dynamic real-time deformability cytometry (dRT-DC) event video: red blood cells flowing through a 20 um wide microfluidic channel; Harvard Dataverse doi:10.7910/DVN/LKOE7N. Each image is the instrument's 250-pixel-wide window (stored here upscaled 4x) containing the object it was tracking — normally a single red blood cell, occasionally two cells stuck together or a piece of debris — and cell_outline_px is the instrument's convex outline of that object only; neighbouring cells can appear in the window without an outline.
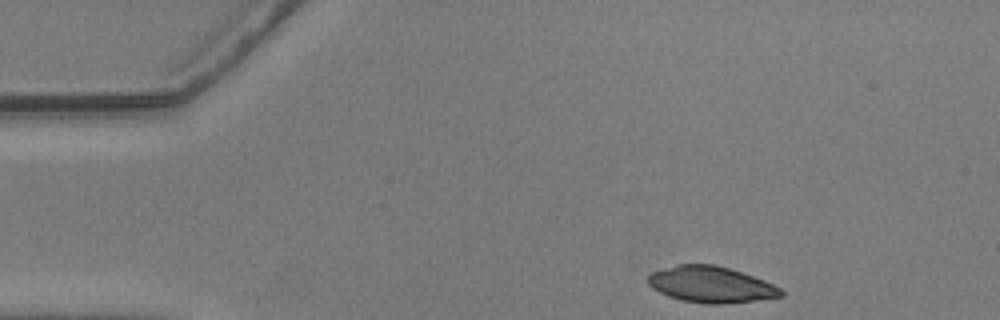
{"species": "common noctule bat (a hibernating species)", "species_latin": "Nyctalus noctula", "temperature_condition": "warm", "stored_images_in_passage": 49, "camera_frame_rate_fps": 3000, "um_per_image_px": 0.085, "animal": {"sex": "male", "body_mass_g": 20.5, "forearm_length_mm": 52.5}, "frame": {"image": 1, "passage_image": 1, "time_ms": 0.0, "image_size_px": [1000, 320], "cell_outline_px": [[784, 296], [720, 304], [704, 304], [680, 300], [668, 296], [652, 288], [648, 284], [648, 276], [652, 272], [676, 264], [716, 264], [764, 280], [780, 288], [784, 292]], "centroid_in_image_um": [60.4, 24.18], "position_along_channel_um": 24.6, "area_um2": 27.86}}
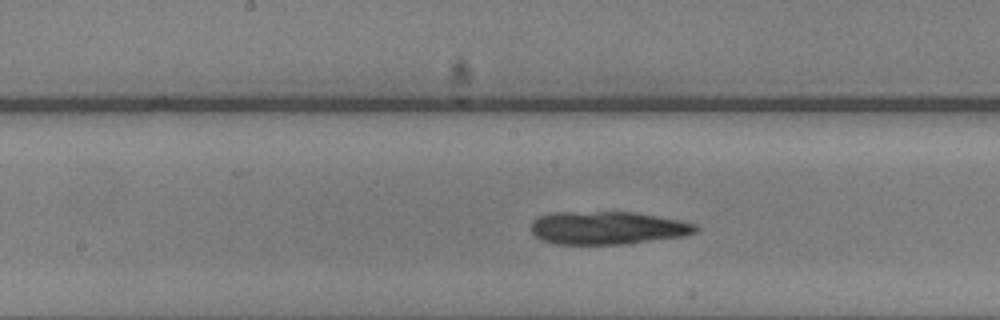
{"frame": {"image": 2, "passage_image": 21, "time_ms": 6.667, "image_size_px": [1000, 320], "cell_outline_px": [[700, 228], [696, 232], [684, 236], [628, 244], [556, 244], [540, 240], [528, 228], [532, 220], [540, 216], [552, 212], [636, 212], [696, 224]], "centroid_in_image_um": [51.59, 19.38], "position_along_channel_um": 196.6, "area_um2": 31.91}}
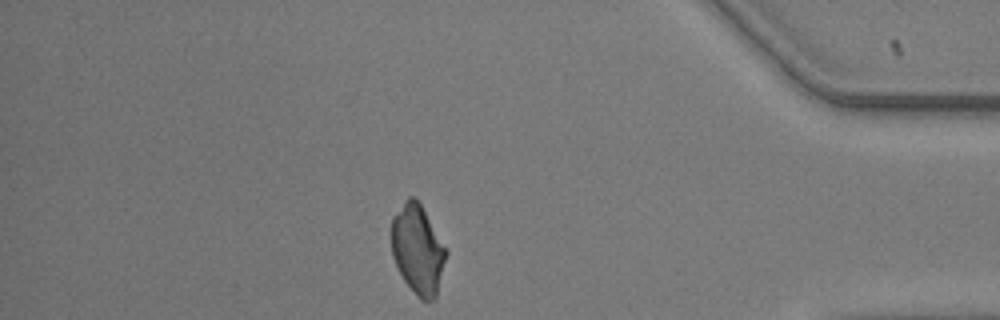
{"frame": {"image": 3, "passage_image": 41, "time_ms": 13.333, "image_size_px": [1000, 320], "cell_outline_px": [[448, 252], [436, 296], [432, 300], [420, 300], [416, 296], [404, 280], [392, 256], [392, 216], [404, 200], [408, 196], [416, 196], [448, 248]], "centroid_in_image_um": [35.53, 21.16], "position_along_channel_um": 399.7, "area_um2": 28.78}}